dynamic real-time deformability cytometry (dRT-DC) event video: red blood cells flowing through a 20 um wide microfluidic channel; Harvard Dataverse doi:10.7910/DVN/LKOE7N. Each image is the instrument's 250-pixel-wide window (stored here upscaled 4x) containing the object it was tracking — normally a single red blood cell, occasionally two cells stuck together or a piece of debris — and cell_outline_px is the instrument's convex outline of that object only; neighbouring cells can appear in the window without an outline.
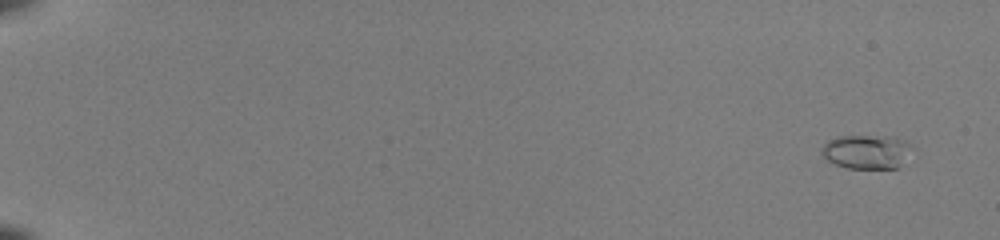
{"species": "common noctule bat (a hibernating species)", "species_latin": "Nyctalus noctula", "temperature_condition": "room temperature", "stored_images_in_passage": 54, "camera_frame_rate_fps": 3000, "um_per_image_px": 0.085, "animal": {"sex": "female", "body_mass_g": 22.0, "forearm_length_mm": 56.7}, "frame": {"image": 1, "passage_image": 4, "time_ms": 1.0, "image_size_px": [1000, 240], "cell_outline_px": [[912, 148], [896, 168], [848, 168], [836, 164], [828, 160], [820, 152], [824, 144], [828, 140], [836, 136], [896, 136], [904, 140]], "centroid_in_image_um": [73.62, 12.87], "position_along_channel_um": 11.4, "area_um2": 17.69}}
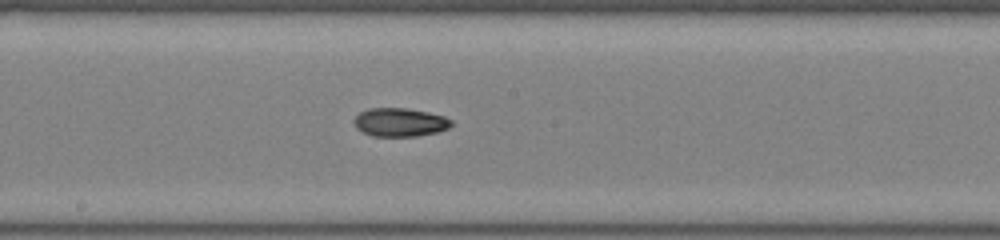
{"frame": {"image": 2, "passage_image": 33, "time_ms": 10.667, "image_size_px": [1000, 240], "cell_outline_px": [[452, 124], [448, 128], [436, 132], [416, 136], [372, 136], [356, 128], [352, 120], [360, 112], [368, 108], [408, 108], [428, 112], [444, 116], [452, 120]], "centroid_in_image_um": [33.97, 10.38], "position_along_channel_um": 214.2, "area_um2": 16.18}}
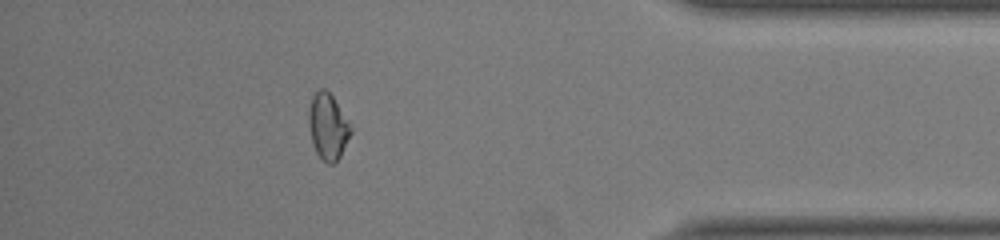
{"frame": {"image": 3, "passage_image": 49, "time_ms": 16.0, "image_size_px": [1000, 240], "cell_outline_px": [[352, 132], [340, 156], [332, 164], [328, 164], [316, 152], [312, 144], [308, 120], [308, 108], [312, 96], [320, 88], [324, 88], [332, 96], [348, 120], [352, 128]], "centroid_in_image_um": [27.86, 10.74], "position_along_channel_um": 407.3, "area_um2": 16.07}, "authors_computed_cell_mechanics": {"area_um2": 16.184, "velocity_mm_per_s": 4.1026, "shape_relaxation_time_tau1_ms": 8.3158, "shape_relaxation_time_tau2_ms": 4.4733, "deformation_change_tau1": 0.2206, "deformation_change_tau2": 0.0946}}